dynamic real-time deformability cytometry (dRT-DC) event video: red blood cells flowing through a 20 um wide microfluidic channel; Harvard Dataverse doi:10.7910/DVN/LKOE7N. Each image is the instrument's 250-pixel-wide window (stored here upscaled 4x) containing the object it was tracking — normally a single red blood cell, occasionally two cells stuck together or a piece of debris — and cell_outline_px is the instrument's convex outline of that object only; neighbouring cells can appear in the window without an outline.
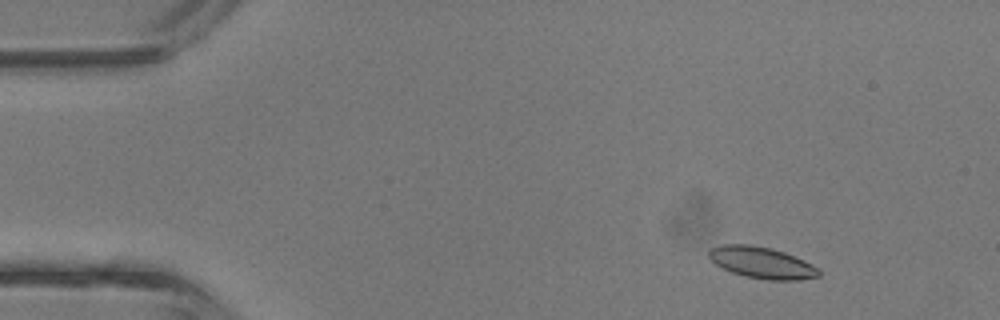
{"species": "common noctule bat (a hibernating species)", "species_latin": "Nyctalus noctula", "temperature_condition": "room temperature", "stored_images_in_passage": 33, "camera_frame_rate_fps": 3000, "um_per_image_px": 0.085, "animal": {"sex": "male", "body_mass_g": 13.3}, "frame": {"image": 1, "passage_image": 1, "time_ms": 0.0, "image_size_px": [1000, 320], "cell_outline_px": [[820, 276], [800, 280], [768, 280], [744, 276], [732, 272], [716, 264], [708, 256], [708, 252], [712, 248], [724, 244], [748, 244], [772, 248], [784, 252], [804, 260], [820, 268]], "centroid_in_image_um": [64.79, 22.33], "position_along_channel_um": 20.2, "area_um2": 20.17}}
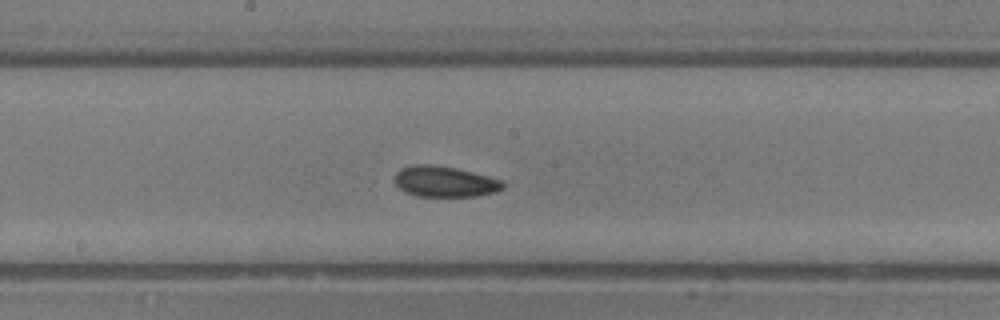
{"frame": {"image": 2, "passage_image": 18, "time_ms": 5.667, "image_size_px": [1000, 320], "cell_outline_px": [[504, 188], [496, 192], [476, 196], [416, 196], [404, 192], [396, 184], [396, 172], [400, 168], [412, 164], [432, 164], [456, 168], [488, 176], [500, 180], [504, 184]], "centroid_in_image_um": [37.78, 15.43], "position_along_channel_um": 210.4, "area_um2": 19.42}}
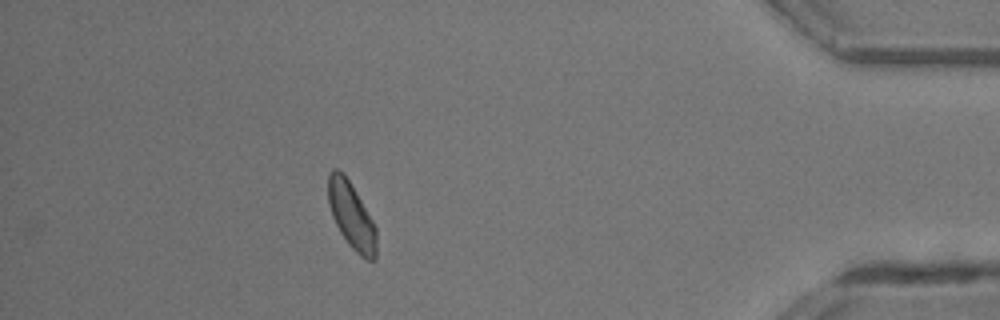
{"frame": {"image": 3, "passage_image": 33, "time_ms": 10.667, "image_size_px": [1000, 320], "cell_outline_px": [[376, 260], [368, 260], [360, 256], [348, 244], [340, 232], [332, 216], [328, 204], [328, 176], [332, 168], [336, 168], [348, 180], [372, 220], [376, 228]], "centroid_in_image_um": [29.86, 18.37], "position_along_channel_um": 405.3, "area_um2": 18.32}, "authors_computed_cell_mechanics": {"area_um2": 19.0162, "velocity_mm_per_s": 4.9359, "shape_relaxation_time_tau1_ms": 4.3457, "shape_relaxation_time_tau2_ms": 2.3842, "deformation_change_tau1": 0.0839, "deformation_change_tau2": 0.0781}}